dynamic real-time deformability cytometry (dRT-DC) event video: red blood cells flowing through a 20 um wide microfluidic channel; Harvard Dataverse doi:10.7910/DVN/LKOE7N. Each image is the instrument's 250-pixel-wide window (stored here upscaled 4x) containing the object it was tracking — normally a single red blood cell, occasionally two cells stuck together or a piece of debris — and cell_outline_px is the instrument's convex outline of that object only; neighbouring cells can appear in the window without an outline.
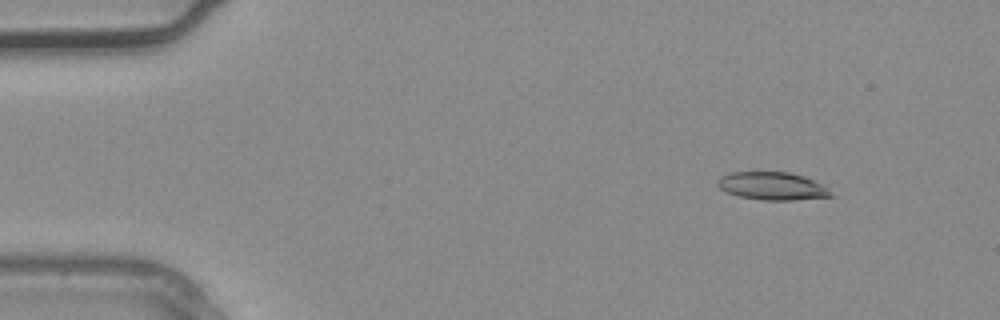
{"species": "common noctule bat (a hibernating species)", "species_latin": "Nyctalus noctula", "temperature_condition": "warm", "stored_images_in_passage": 3, "camera_frame_rate_fps": 3000, "um_per_image_px": 0.085, "animal": {"sex": "male", "body_mass_g": 20.4}, "frame": {"image": 1, "passage_image": 1, "time_ms": 0.0, "image_size_px": [1000, 320], "cell_outline_px": [[836, 196], [792, 200], [764, 200], [740, 196], [728, 192], [720, 188], [716, 184], [716, 180], [720, 176], [728, 172], [788, 172], [804, 176], [824, 184]], "centroid_in_image_um": [65.67, 15.8], "position_along_channel_um": 19.3, "area_um2": 18.55}}
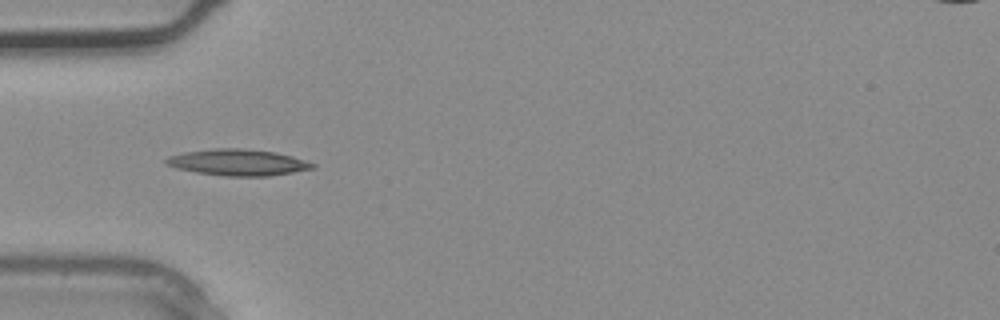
{"frame": {"image": 2, "passage_image": 3, "time_ms": 0.667, "image_size_px": [1000, 320], "cell_outline_px": [[316, 168], [268, 176], [224, 176], [196, 172], [176, 168], [168, 164], [164, 160], [168, 156], [184, 152], [212, 148], [240, 148], [272, 152], [292, 156], [316, 164]], "centroid_in_image_um": [20.21, 13.8], "position_along_channel_um": 64.8, "area_um2": 22.31}}